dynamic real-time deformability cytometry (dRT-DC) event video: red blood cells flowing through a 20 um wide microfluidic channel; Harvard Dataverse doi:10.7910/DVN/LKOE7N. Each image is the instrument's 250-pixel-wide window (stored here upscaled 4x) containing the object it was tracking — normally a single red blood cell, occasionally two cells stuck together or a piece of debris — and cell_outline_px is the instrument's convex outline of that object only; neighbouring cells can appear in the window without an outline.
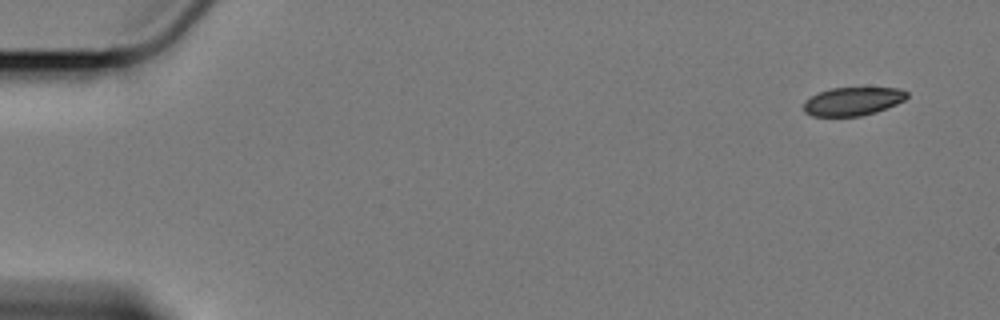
{"species": "Egyptian fruit bat (a non-hibernating species)", "species_latin": "Rousettus aegyptiacus", "temperature_condition": "cold", "stored_images_in_passage": 56, "camera_frame_rate_fps": 3000, "um_per_image_px": 0.085, "animal": {"sex": "female"}, "frame": {"image": 1, "passage_image": 1, "time_ms": 0.0, "image_size_px": [1000, 320], "cell_outline_px": [[908, 96], [904, 100], [896, 104], [876, 112], [860, 116], [812, 116], [804, 112], [804, 100], [820, 92], [832, 88], [900, 88], [908, 92]], "centroid_in_image_um": [72.49, 8.61], "position_along_channel_um": 12.5, "area_um2": 16.99}}
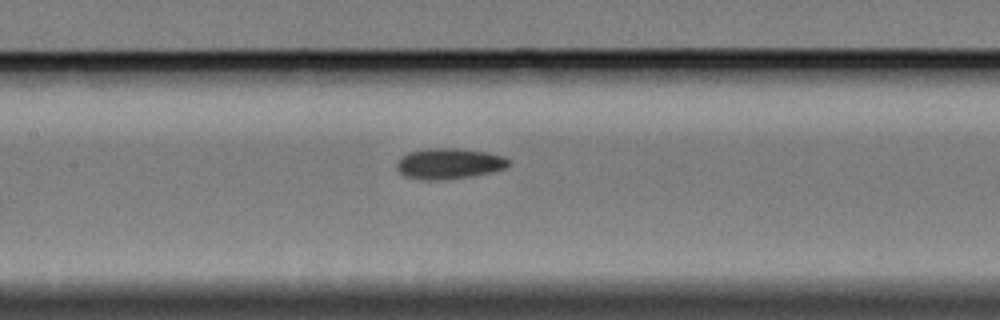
{"frame": {"image": 2, "passage_image": 26, "time_ms": 8.333, "image_size_px": [1000, 320], "cell_outline_px": [[508, 164], [504, 168], [492, 172], [444, 180], [420, 180], [404, 176], [396, 168], [396, 164], [400, 156], [408, 152], [428, 148], [460, 148], [488, 152], [504, 156], [508, 160]], "centroid_in_image_um": [38.12, 13.9], "position_along_channel_um": 169.3, "area_um2": 20.17}}
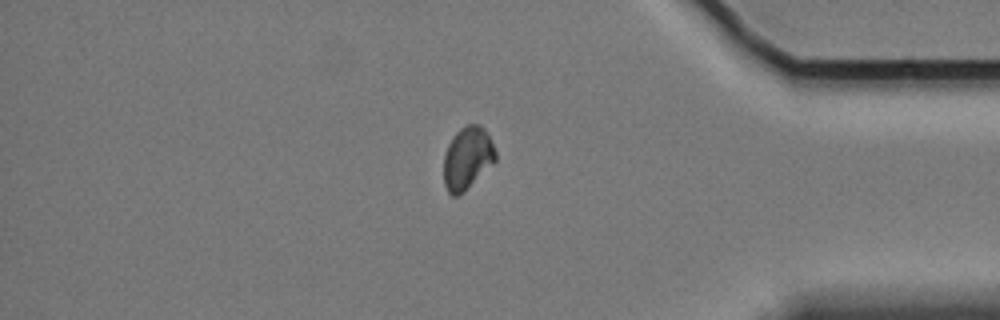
{"frame": {"image": 3, "passage_image": 48, "time_ms": 15.667, "image_size_px": [1000, 320], "cell_outline_px": [[496, 160], [464, 192], [456, 196], [452, 196], [448, 192], [444, 184], [444, 152], [452, 136], [460, 128], [468, 124], [480, 124], [484, 128], [496, 152]], "centroid_in_image_um": [39.7, 13.43], "position_along_channel_um": 395.5, "area_um2": 18.84}}